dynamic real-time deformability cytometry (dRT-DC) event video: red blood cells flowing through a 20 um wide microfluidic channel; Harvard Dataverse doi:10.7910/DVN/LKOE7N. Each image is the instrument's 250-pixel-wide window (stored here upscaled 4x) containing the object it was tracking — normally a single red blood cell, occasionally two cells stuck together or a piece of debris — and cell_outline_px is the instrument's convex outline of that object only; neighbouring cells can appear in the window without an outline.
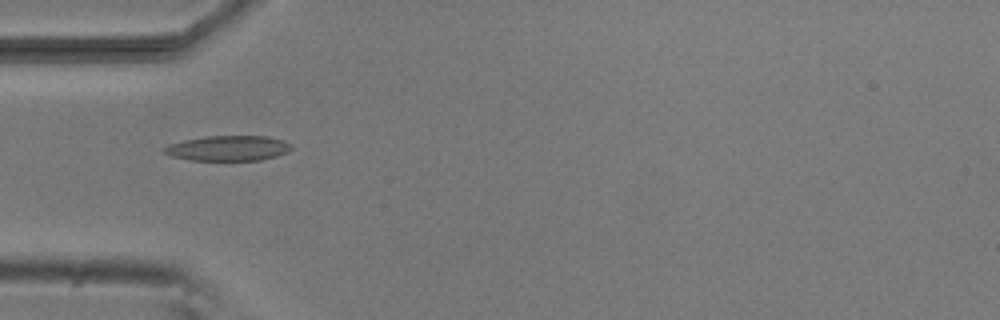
{"species": "common noctule bat (a hibernating species)", "species_latin": "Nyctalus noctula", "temperature_condition": "room temperature", "stored_images_in_passage": 1, "camera_frame_rate_fps": 3000, "um_per_image_px": 0.085, "animal": {"sex": "male", "body_mass_g": 20.5, "forearm_length_mm": 52.5}, "frame": {"image": 1, "passage_image": 1, "time_ms": 0.0, "image_size_px": [1000, 320], "cell_outline_px": [[292, 148], [288, 152], [276, 156], [260, 160], [192, 160], [172, 156], [164, 152], [164, 148], [168, 144], [184, 140], [204, 136], [268, 136], [284, 140], [292, 144]], "centroid_in_image_um": [19.43, 12.59], "position_along_channel_um": 65.6, "area_um2": 18.67}}